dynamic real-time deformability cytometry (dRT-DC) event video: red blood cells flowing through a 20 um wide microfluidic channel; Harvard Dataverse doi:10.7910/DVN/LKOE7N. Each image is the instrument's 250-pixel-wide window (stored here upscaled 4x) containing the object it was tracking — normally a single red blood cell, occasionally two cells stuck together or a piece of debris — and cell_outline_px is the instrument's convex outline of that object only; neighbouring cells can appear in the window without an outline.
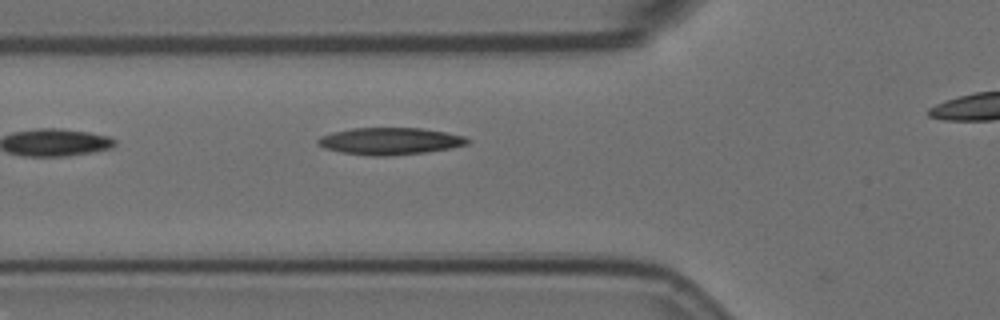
{"species": "Egyptian fruit bat (a non-hibernating species)", "species_latin": "Rousettus aegyptiacus", "temperature_condition": "room temperature", "stored_images_in_passage": 5, "segment_of_instrument_passage": [1, 2], "camera_frame_rate_fps": 3000, "um_per_image_px": 0.085, "animal": {"sex": "female"}, "frame": {"image": 1, "passage_image": 4, "time_ms": 1.0, "image_size_px": [1000, 320], "cell_outline_px": [[472, 140], [468, 144], [452, 148], [424, 152], [388, 156], [372, 156], [340, 152], [324, 148], [316, 144], [316, 140], [320, 136], [332, 132], [352, 128], [420, 128], [444, 132], [464, 136]], "centroid_in_image_um": [33.12, 12.0], "position_along_channel_um": 92.7, "area_um2": 23.64}}